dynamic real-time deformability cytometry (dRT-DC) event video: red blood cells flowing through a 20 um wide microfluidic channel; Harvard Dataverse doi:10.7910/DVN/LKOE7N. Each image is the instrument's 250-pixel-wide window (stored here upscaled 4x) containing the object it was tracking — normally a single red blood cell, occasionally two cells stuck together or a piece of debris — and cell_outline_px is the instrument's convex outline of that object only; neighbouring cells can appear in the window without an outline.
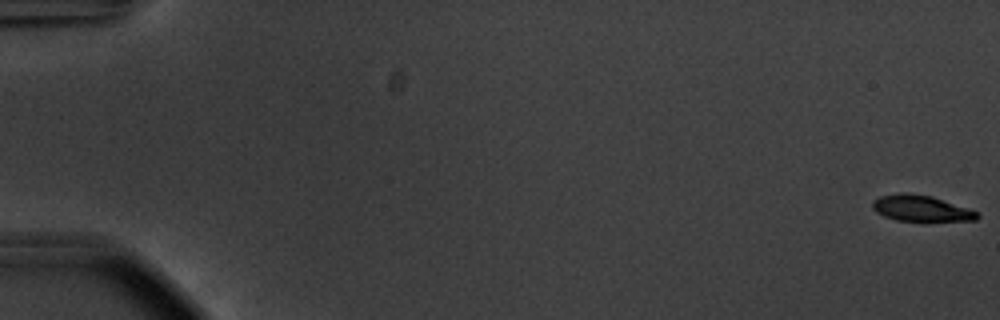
{"species": "common noctule bat (a hibernating species)", "species_latin": "Nyctalus noctula", "temperature_condition": "warm", "stored_images_in_passage": 56, "camera_frame_rate_fps": 3000, "um_per_image_px": 0.085, "animal": {"sex": "male", "body_mass_g": 20.1, "forearm_length_mm": 53.5}, "frame": {"image": 1, "passage_image": 1, "time_ms": 0.0, "image_size_px": [1000, 320], "cell_outline_px": [[980, 216], [976, 220], [896, 220], [884, 216], [876, 212], [872, 208], [872, 200], [880, 196], [900, 192], [908, 192], [932, 196], [968, 208], [976, 212]], "centroid_in_image_um": [78.23, 17.68], "position_along_channel_um": 6.8, "area_um2": 15.72}}
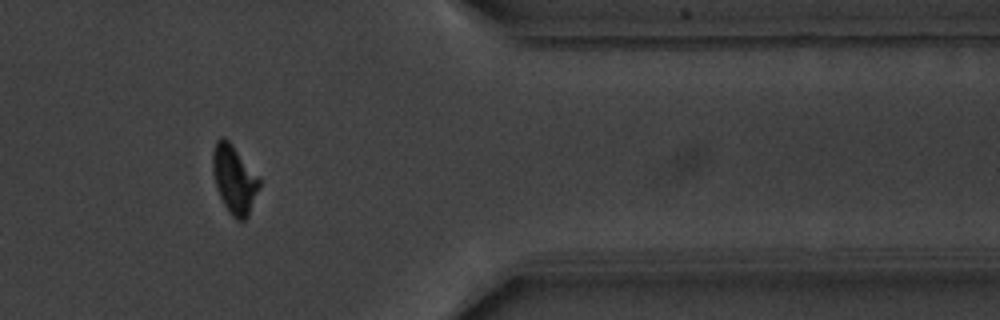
{"frame": {"image": 2, "passage_image": 47, "time_ms": 15.333, "image_size_px": [1000, 320], "cell_outline_px": [[260, 188], [248, 216], [244, 220], [236, 220], [228, 212], [220, 196], [212, 172], [212, 152], [216, 140], [220, 136], [224, 136], [232, 144], [260, 176]], "centroid_in_image_um": [19.92, 15.22], "position_along_channel_um": 391.5, "area_um2": 18.84}}
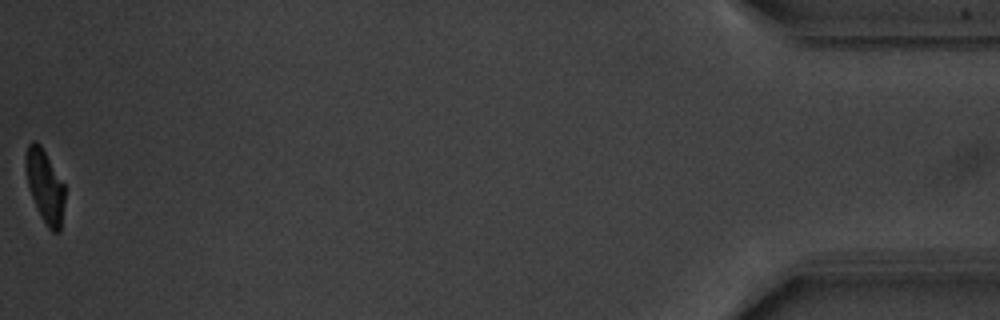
{"frame": {"image": 3, "passage_image": 56, "time_ms": 18.333, "image_size_px": [1000, 320], "cell_outline_px": [[64, 204], [60, 232], [52, 232], [48, 228], [36, 208], [28, 184], [28, 144], [32, 140], [36, 140], [40, 144], [64, 184]], "centroid_in_image_um": [3.87, 15.89], "position_along_channel_um": 431.3, "area_um2": 15.9}, "authors_computed_cell_mechanics": {"area_um2": 17.8024, "velocity_mm_per_s": 3.7457, "shape_relaxation_time_tau1_ms": 2.2312, "shape_relaxation_time_tau2_ms": 1.9944, "deformation_change_tau1": 0.1529, "deformation_change_tau2": 0.0624}}